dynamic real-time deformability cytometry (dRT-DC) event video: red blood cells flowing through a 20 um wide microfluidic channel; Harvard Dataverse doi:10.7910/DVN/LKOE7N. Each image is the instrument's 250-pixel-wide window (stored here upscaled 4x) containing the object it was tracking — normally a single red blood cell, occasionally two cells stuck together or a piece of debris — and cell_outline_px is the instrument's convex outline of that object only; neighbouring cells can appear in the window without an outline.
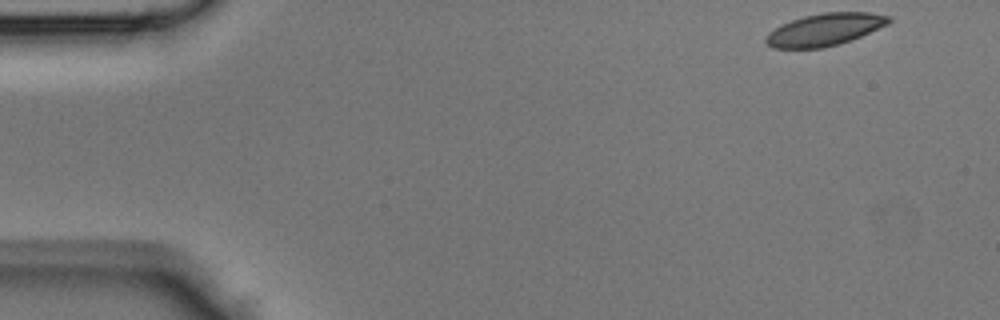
{"species": "Egyptian fruit bat (a non-hibernating species)", "species_latin": "Rousettus aegyptiacus", "temperature_condition": "room temperature", "stored_images_in_passage": 42, "camera_frame_rate_fps": 3000, "um_per_image_px": 0.085, "animal": {"sex": "male"}, "frame": {"image": 1, "passage_image": 1, "time_ms": 0.0, "image_size_px": [1000, 320], "cell_outline_px": [[892, 20], [888, 24], [852, 40], [824, 48], [772, 48], [764, 40], [764, 36], [768, 32], [792, 20], [804, 16], [824, 12], [868, 12], [892, 16]], "centroid_in_image_um": [70.12, 2.51], "position_along_channel_um": 14.9, "area_um2": 23.12}}
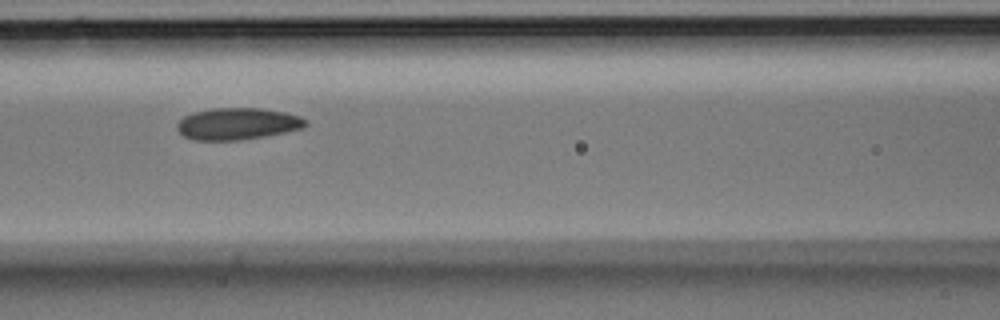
{"frame": {"image": 2, "passage_image": 17, "time_ms": 5.333, "image_size_px": [1000, 320], "cell_outline_px": [[308, 124], [300, 128], [284, 132], [264, 136], [240, 140], [192, 140], [184, 136], [176, 128], [176, 124], [184, 116], [196, 112], [212, 108], [260, 108], [284, 112], [300, 116], [308, 120]], "centroid_in_image_um": [20.18, 10.52], "position_along_channel_um": 146.4, "area_um2": 23.7}}
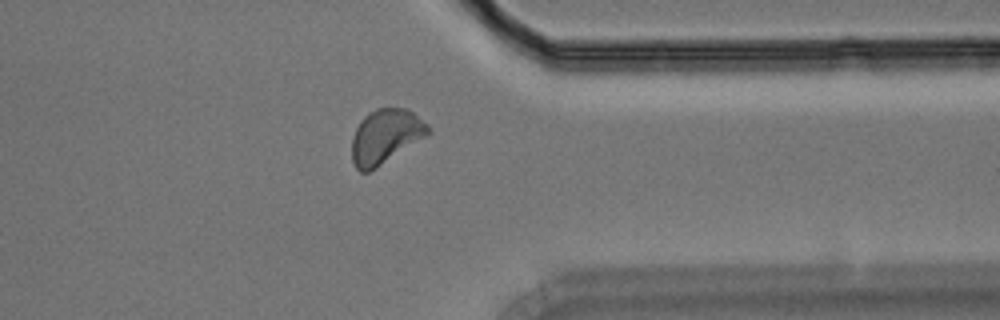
{"frame": {"image": 3, "passage_image": 33, "time_ms": 10.667, "image_size_px": [1000, 320], "cell_outline_px": [[432, 132], [428, 136], [376, 168], [368, 172], [360, 172], [356, 168], [352, 160], [352, 136], [360, 120], [368, 112], [376, 108], [408, 108], [428, 124]], "centroid_in_image_um": [32.79, 11.59], "position_along_channel_um": 378.6, "area_um2": 24.51}}